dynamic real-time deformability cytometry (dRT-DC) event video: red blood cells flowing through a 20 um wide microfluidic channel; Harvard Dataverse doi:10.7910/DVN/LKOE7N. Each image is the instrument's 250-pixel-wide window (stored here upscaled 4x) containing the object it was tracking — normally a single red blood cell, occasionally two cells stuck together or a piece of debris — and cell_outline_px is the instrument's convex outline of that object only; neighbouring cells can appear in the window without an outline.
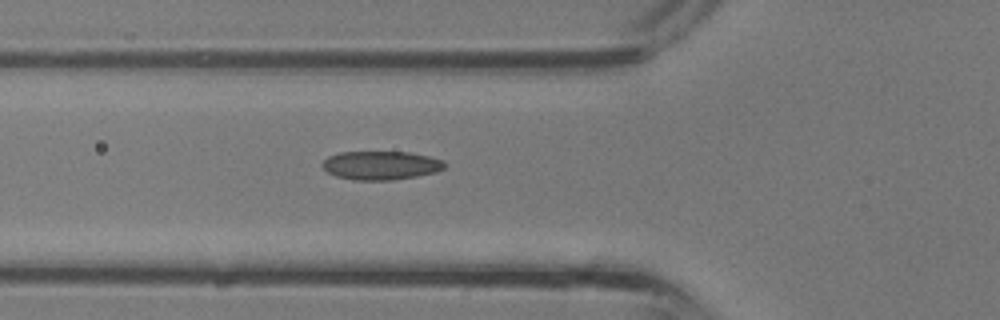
{"species": "common noctule bat (a hibernating species)", "species_latin": "Nyctalus noctula", "temperature_condition": "room temperature", "stored_images_in_passage": 24, "camera_frame_rate_fps": 3000, "um_per_image_px": 0.085, "animal": {"sex": "male", "body_mass_g": 13.3}, "frame": {"image": 1, "passage_image": 2, "time_ms": 0.333, "image_size_px": [1000, 320], "cell_outline_px": [[448, 164], [444, 168], [436, 172], [416, 176], [392, 180], [352, 180], [336, 176], [328, 172], [320, 164], [328, 156], [340, 152], [408, 152], [428, 156], [444, 160]], "centroid_in_image_um": [32.38, 14.05], "position_along_channel_um": 93.4, "area_um2": 20.52}}
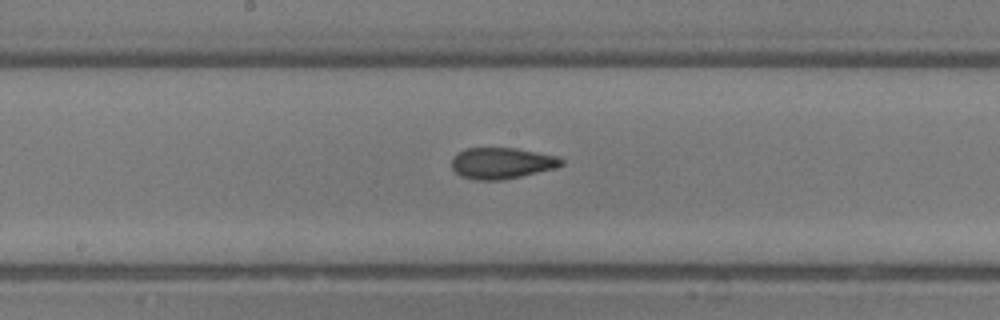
{"frame": {"image": 2, "passage_image": 8, "time_ms": 2.333, "image_size_px": [1000, 320], "cell_outline_px": [[564, 164], [556, 168], [504, 180], [476, 180], [460, 176], [452, 168], [452, 156], [468, 148], [516, 148], [556, 156], [564, 160]], "centroid_in_image_um": [42.65, 13.88], "position_along_channel_um": 205.5, "area_um2": 19.94}}
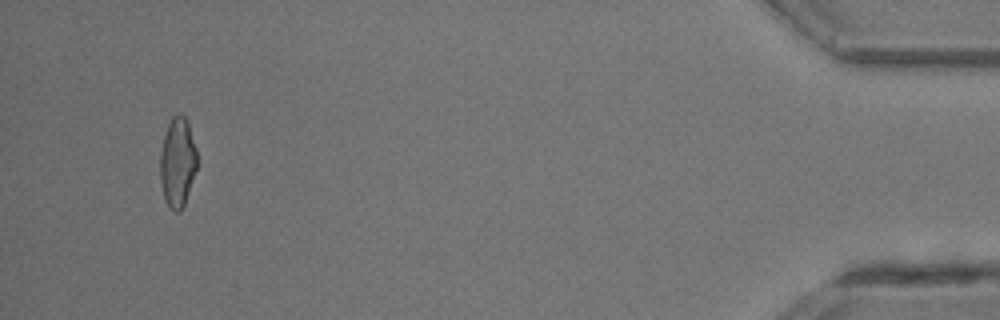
{"frame": {"image": 3, "passage_image": 24, "time_ms": 7.667, "image_size_px": [1000, 320], "cell_outline_px": [[196, 168], [184, 204], [180, 212], [176, 212], [164, 200], [160, 180], [160, 156], [164, 136], [168, 124], [172, 116], [180, 112], [184, 116], [188, 124], [196, 148]], "centroid_in_image_um": [15.07, 13.78], "position_along_channel_um": 420.1, "area_um2": 18.96}}